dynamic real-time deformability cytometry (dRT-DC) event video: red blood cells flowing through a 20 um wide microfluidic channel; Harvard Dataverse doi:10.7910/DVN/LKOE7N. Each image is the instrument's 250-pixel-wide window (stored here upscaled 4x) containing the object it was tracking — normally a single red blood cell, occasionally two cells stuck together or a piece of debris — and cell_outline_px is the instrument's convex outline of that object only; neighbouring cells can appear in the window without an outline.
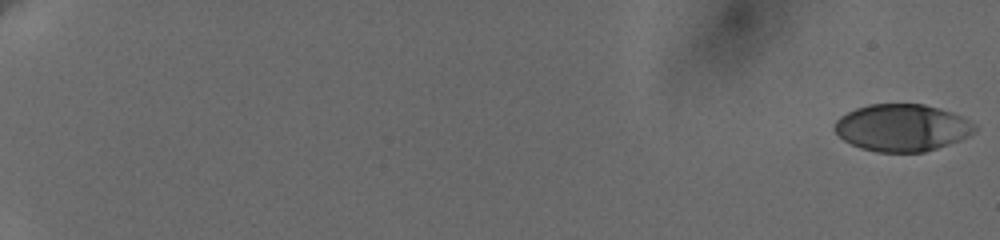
{"species": "human", "species_latin": "Homo sapiens", "temperature_condition": "cold", "stored_images_in_passage": 20, "camera_frame_rate_fps": 3000, "um_per_image_px": 0.085, "donor": {"sex": "female"}, "frame": {"image": 1, "passage_image": 1, "time_ms": 0.0, "image_size_px": [1000, 240], "cell_outline_px": [[976, 132], [960, 140], [924, 152], [876, 152], [860, 148], [844, 140], [832, 128], [836, 120], [840, 116], [856, 108], [868, 104], [924, 104], [940, 108], [952, 112], [968, 120], [976, 128]], "centroid_in_image_um": [76.65, 10.85], "position_along_channel_um": 8.3, "area_um2": 38.44}}
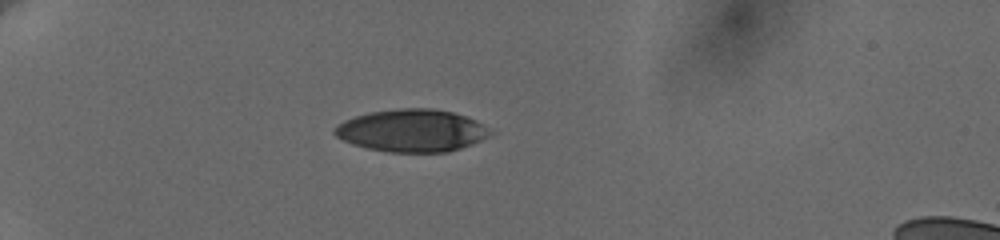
{"frame": {"image": 2, "passage_image": 15, "time_ms": 6.333, "image_size_px": [1000, 240], "cell_outline_px": [[496, 132], [472, 144], [448, 152], [388, 152], [368, 148], [352, 144], [336, 136], [332, 132], [344, 120], [356, 116], [372, 112], [400, 108], [432, 108], [452, 112], [476, 120]], "centroid_in_image_um": [35.04, 11.1], "position_along_channel_um": 50.0, "area_um2": 38.32}}
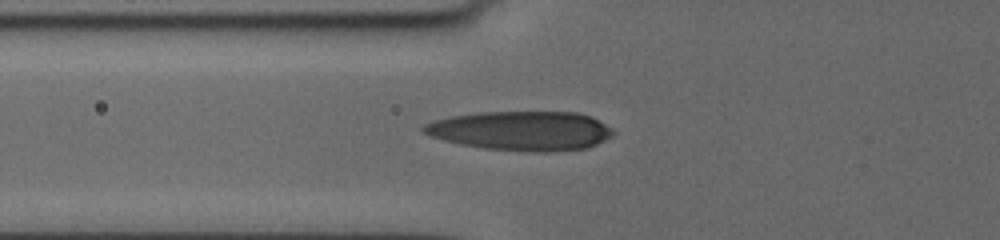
{"frame": {"image": 3, "passage_image": 20, "time_ms": 8.333, "image_size_px": [1000, 240], "cell_outline_px": [[616, 132], [612, 136], [588, 148], [548, 152], [536, 152], [484, 148], [460, 144], [444, 140], [432, 136], [424, 132], [420, 128], [424, 124], [432, 120], [448, 116], [476, 112], [576, 112], [592, 116], [612, 128]], "centroid_in_image_um": [44.31, 11.1], "position_along_channel_um": 81.5, "area_um2": 43.7}}